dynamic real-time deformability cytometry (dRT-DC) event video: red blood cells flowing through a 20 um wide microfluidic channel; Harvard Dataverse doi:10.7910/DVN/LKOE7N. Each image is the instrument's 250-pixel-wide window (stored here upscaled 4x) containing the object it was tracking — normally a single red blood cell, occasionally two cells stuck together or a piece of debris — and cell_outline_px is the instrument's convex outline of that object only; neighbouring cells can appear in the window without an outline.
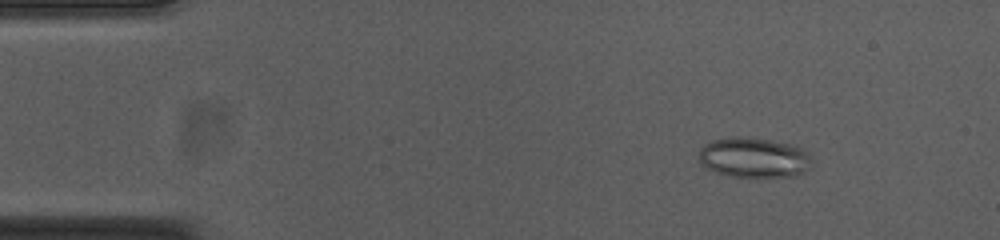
{"species": "common noctule bat (a hibernating species)", "species_latin": "Nyctalus noctula", "temperature_condition": "cold", "stored_images_in_passage": 54, "camera_frame_rate_fps": 3000, "um_per_image_px": 0.085, "animal": {"sex": "female", "body_mass_g": 23.0, "forearm_length_mm": 53.4}, "frame": {"image": 1, "passage_image": 7, "time_ms": 2.0, "image_size_px": [1000, 240], "cell_outline_px": [[812, 160], [808, 168], [804, 172], [796, 176], [728, 176], [704, 168], [700, 160], [700, 148], [704, 144], [712, 140], [732, 136], [740, 136], [772, 140], [792, 144], [808, 152]], "centroid_in_image_um": [64.07, 13.38], "position_along_channel_um": 20.9, "area_um2": 26.47}}
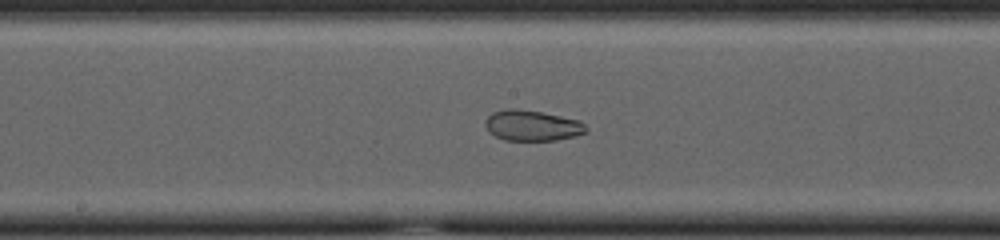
{"frame": {"image": 2, "passage_image": 28, "time_ms": 9.0, "image_size_px": [1000, 240], "cell_outline_px": [[588, 128], [584, 132], [576, 136], [556, 140], [504, 140], [488, 132], [484, 124], [484, 120], [492, 112], [504, 108], [516, 108], [540, 112], [580, 120]], "centroid_in_image_um": [45.19, 10.66], "position_along_channel_um": 203.0, "area_um2": 18.09}}
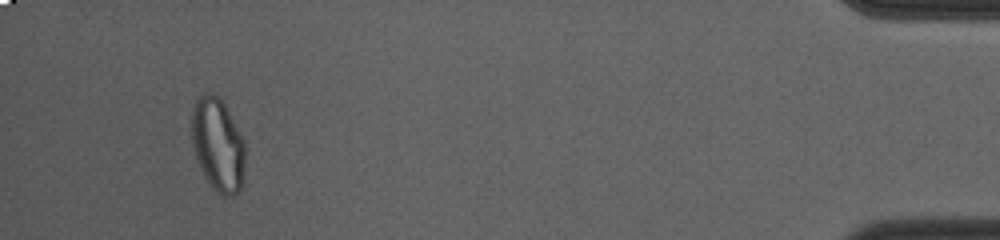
{"frame": {"image": 3, "passage_image": 51, "time_ms": 16.667, "image_size_px": [1000, 240], "cell_outline_px": [[244, 180], [240, 192], [236, 196], [224, 196], [216, 192], [208, 180], [196, 156], [192, 140], [192, 112], [196, 100], [200, 96], [208, 92], [212, 92], [224, 104], [244, 140]], "centroid_in_image_um": [18.55, 12.34], "position_along_channel_um": 416.7, "area_um2": 28.67}, "authors_computed_cell_mechanics": {"area_um2": 25.6921, "velocity_mm_per_s": 3.7412, "shape_relaxation_time_tau1_ms": null, "shape_relaxation_time_tau2_ms": 2.0069, "deformation_change_tau1": null, "deformation_change_tau2": 0.0647}}